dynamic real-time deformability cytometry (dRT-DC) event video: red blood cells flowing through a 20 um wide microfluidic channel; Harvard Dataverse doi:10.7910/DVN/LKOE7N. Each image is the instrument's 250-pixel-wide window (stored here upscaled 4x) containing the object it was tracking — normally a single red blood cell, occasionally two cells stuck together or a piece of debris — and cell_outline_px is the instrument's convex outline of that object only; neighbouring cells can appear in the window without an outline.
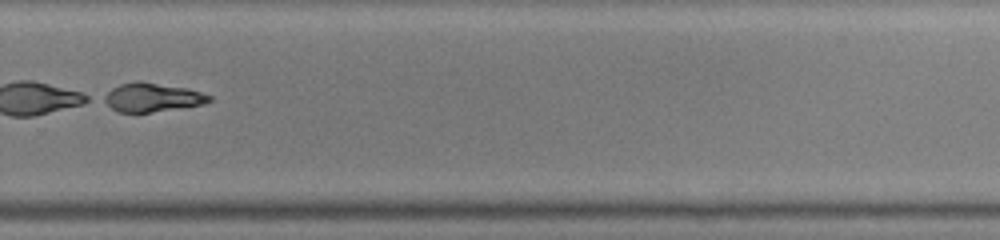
{"species": "common noctule bat (a hibernating species)", "species_latin": "Nyctalus noctula", "temperature_condition": "warm", "stored_images_in_passage": 46, "segment_of_instrument_passage": [2, 2], "camera_frame_rate_fps": 3000, "um_per_image_px": 0.085, "animal": {"sex": "male", "body_mass_g": 19.0, "forearm_length_mm": 50.8}, "frame": {"image": 1, "passage_image": 33, "time_ms": 10.667, "image_size_px": [1000, 240], "cell_outline_px": [[212, 100], [204, 104], [148, 112], [120, 112], [112, 108], [100, 100], [100, 96], [112, 88], [120, 84], [136, 80], [140, 80], [188, 88], [212, 96]], "centroid_in_image_um": [12.88, 8.25], "position_along_channel_um": 316.9, "area_um2": 17.8}}